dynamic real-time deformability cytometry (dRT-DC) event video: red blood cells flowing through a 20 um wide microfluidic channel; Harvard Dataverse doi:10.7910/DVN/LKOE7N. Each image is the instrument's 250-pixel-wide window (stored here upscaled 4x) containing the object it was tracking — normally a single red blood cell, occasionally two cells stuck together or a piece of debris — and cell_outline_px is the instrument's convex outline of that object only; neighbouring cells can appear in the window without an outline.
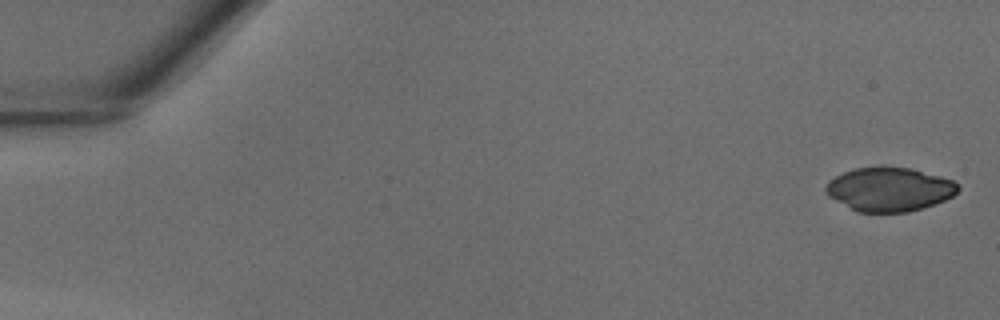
{"species": "common noctule bat (a hibernating species)", "species_latin": "Nyctalus noctula", "temperature_condition": "warm", "stored_images_in_passage": 40, "camera_frame_rate_fps": 3000, "um_per_image_px": 0.085, "animal": {"sex": "male", "body_mass_g": 18.8}, "frame": {"image": 1, "passage_image": 1, "time_ms": 0.0, "image_size_px": [1000, 320], "cell_outline_px": [[960, 188], [952, 196], [944, 200], [908, 212], [856, 212], [828, 196], [824, 188], [828, 180], [844, 172], [856, 168], [912, 168], [940, 176], [952, 180]], "centroid_in_image_um": [75.56, 16.1], "position_along_channel_um": 9.4, "area_um2": 33.35}}